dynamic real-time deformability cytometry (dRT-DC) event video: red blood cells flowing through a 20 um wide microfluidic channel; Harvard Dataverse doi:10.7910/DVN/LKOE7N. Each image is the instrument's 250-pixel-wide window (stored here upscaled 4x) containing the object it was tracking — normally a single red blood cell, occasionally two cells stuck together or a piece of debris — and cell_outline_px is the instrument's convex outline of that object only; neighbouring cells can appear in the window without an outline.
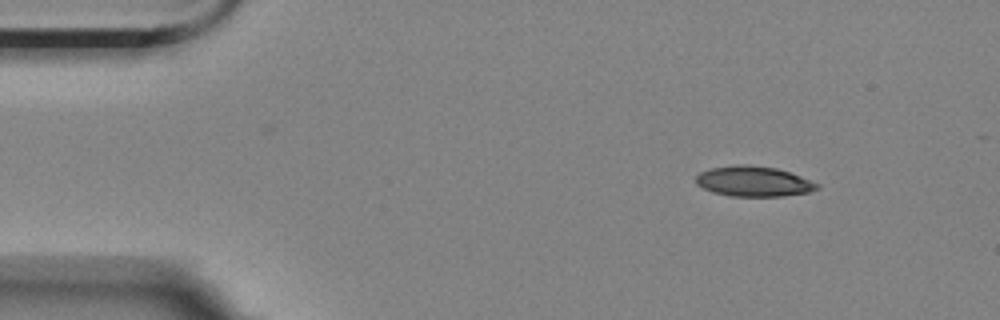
{"species": "Egyptian fruit bat (a non-hibernating species)", "species_latin": "Rousettus aegyptiacus", "temperature_condition": "room temperature", "stored_images_in_passage": 3, "camera_frame_rate_fps": 3000, "um_per_image_px": 0.085, "animal": {"sex": "female"}, "frame": {"image": 1, "passage_image": 1, "time_ms": 0.0, "image_size_px": [1000, 320], "cell_outline_px": [[820, 188], [808, 192], [784, 196], [728, 196], [712, 192], [696, 184], [696, 176], [700, 172], [708, 168], [732, 164], [748, 164], [776, 168], [800, 176], [820, 184]], "centroid_in_image_um": [64.03, 15.41], "position_along_channel_um": 21.0, "area_um2": 21.56}}